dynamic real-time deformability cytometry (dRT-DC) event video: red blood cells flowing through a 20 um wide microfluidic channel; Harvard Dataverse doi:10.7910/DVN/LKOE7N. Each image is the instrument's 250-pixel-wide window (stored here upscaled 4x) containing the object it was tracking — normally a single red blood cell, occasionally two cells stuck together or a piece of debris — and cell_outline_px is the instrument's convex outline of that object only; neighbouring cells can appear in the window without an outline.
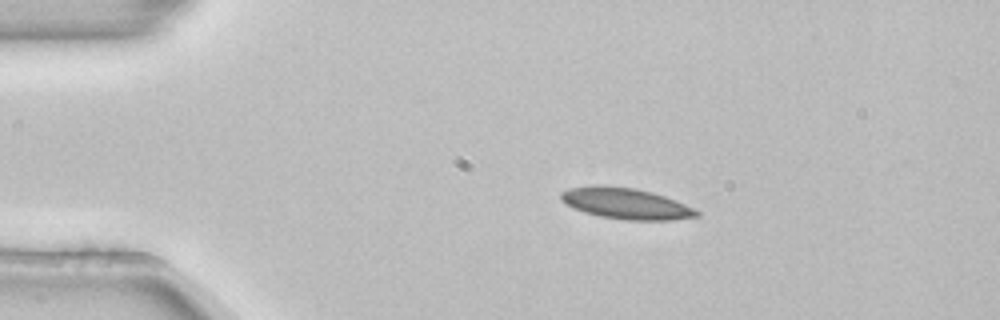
{"species": "common noctule bat (a hibernating species)", "species_latin": "Nyctalus noctula", "temperature_condition": "room temperature", "stored_images_in_passage": 31, "camera_frame_rate_fps": 3000, "um_per_image_px": 0.085, "animal": {"sex": "female", "body_mass_g": 22.7, "forearm_length_mm": 54.2}, "frame": {"image": 1, "passage_image": 1, "time_ms": 0.0, "image_size_px": [1000, 320], "cell_outline_px": [[700, 216], [672, 220], [624, 220], [600, 216], [584, 212], [572, 208], [564, 204], [560, 200], [560, 192], [568, 188], [592, 184], [604, 184], [632, 188], [652, 192], [664, 196], [684, 204], [700, 212]], "centroid_in_image_um": [53.12, 17.28], "position_along_channel_um": 31.9, "area_um2": 24.85}}